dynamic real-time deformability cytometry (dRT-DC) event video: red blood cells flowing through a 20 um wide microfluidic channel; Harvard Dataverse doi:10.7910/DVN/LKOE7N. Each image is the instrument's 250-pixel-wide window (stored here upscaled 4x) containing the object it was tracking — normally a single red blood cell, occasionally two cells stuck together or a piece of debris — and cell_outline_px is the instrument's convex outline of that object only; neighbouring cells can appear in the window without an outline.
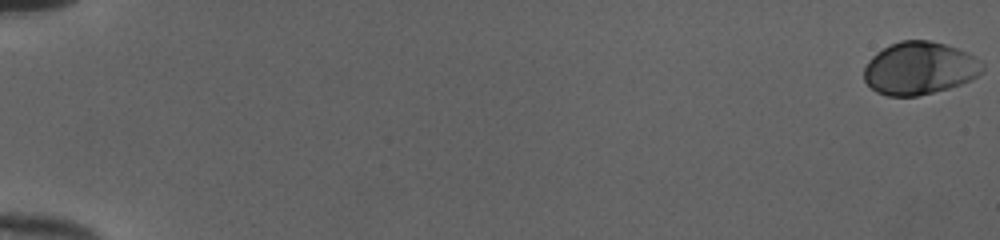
{"species": "human", "species_latin": "Homo sapiens", "temperature_condition": "cold", "stored_images_in_passage": 54, "camera_frame_rate_fps": 3000, "um_per_image_px": 0.085, "donor": {"sex": "female"}, "frame": {"image": 1, "passage_image": 1, "time_ms": 0.0, "image_size_px": [1000, 240], "cell_outline_px": [[984, 68], [976, 76], [960, 84], [948, 88], [916, 96], [888, 96], [876, 92], [864, 80], [864, 68], [868, 60], [876, 52], [900, 40], [928, 40], [944, 44], [968, 52], [980, 60], [984, 64]], "centroid_in_image_um": [78.14, 5.79], "position_along_channel_um": 6.9, "area_um2": 36.18}}
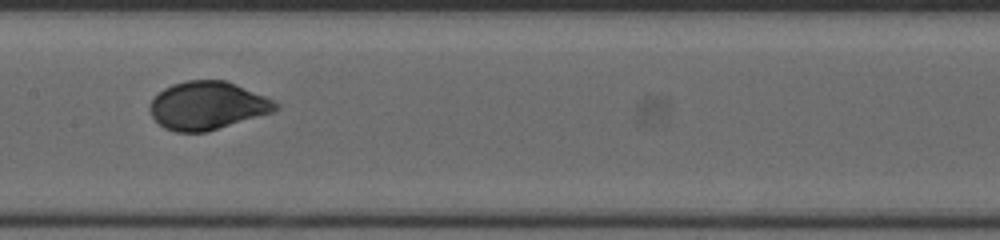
{"frame": {"image": 2, "passage_image": 30, "time_ms": 9.667, "image_size_px": [1000, 240], "cell_outline_px": [[280, 108], [272, 112], [204, 132], [176, 132], [164, 128], [152, 116], [148, 108], [152, 100], [164, 88], [172, 84], [188, 80], [224, 80], [236, 84], [264, 96], [280, 104]], "centroid_in_image_um": [17.61, 8.97], "position_along_channel_um": 189.8, "area_um2": 34.8}}
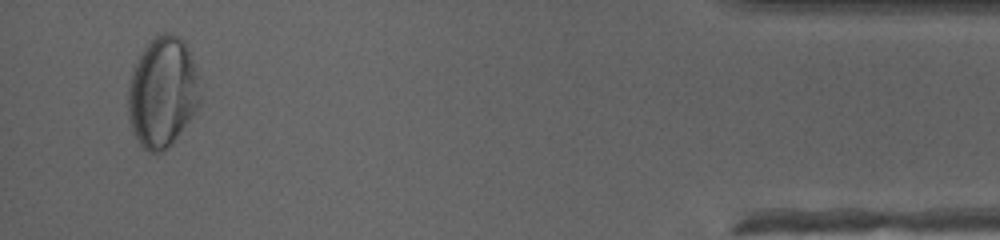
{"frame": {"image": 3, "passage_image": 52, "time_ms": 17.0, "image_size_px": [1000, 240], "cell_outline_px": [[200, 100], [192, 116], [176, 136], [160, 152], [148, 152], [140, 144], [132, 132], [128, 120], [128, 88], [132, 72], [144, 48], [156, 36], [164, 32], [172, 32], [180, 36], [184, 40], [192, 60], [196, 76], [200, 96]], "centroid_in_image_um": [13.78, 7.82], "position_along_channel_um": 421.4, "area_um2": 45.43}, "authors_computed_cell_mechanics": {"area_um2": 35.6337, "velocity_mm_per_s": 3.9956, "shape_relaxation_time_tau1_ms": 3.1254, "shape_relaxation_time_tau2_ms": null, "deformation_change_tau1": 0.1429, "deformation_change_tau2": null}}